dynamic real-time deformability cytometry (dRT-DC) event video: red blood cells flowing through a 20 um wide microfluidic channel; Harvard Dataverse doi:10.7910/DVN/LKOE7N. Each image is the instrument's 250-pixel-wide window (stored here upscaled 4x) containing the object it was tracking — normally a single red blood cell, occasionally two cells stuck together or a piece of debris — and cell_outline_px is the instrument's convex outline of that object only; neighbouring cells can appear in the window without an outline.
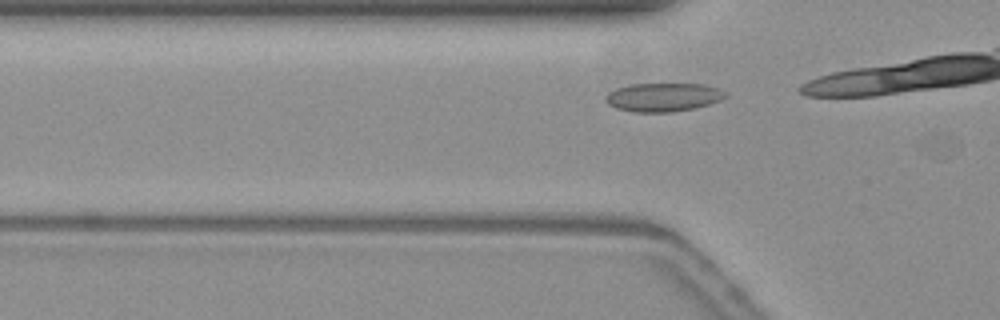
{"species": "common noctule bat (a hibernating species)", "species_latin": "Nyctalus noctula", "temperature_condition": "warm", "stored_images_in_passage": 5, "camera_frame_rate_fps": 3000, "um_per_image_px": 0.085, "animal": {"sex": "female", "body_mass_g": 19.3, "forearm_length_mm": 54.1}, "frame": {"image": 1, "passage_image": 4, "time_ms": 1.0, "image_size_px": [1000, 320], "cell_outline_px": [[728, 96], [720, 100], [708, 104], [692, 108], [672, 112], [632, 112], [616, 108], [608, 104], [604, 100], [604, 96], [608, 92], [616, 88], [632, 84], [704, 84], [728, 92]], "centroid_in_image_um": [56.34, 8.26], "position_along_channel_um": 69.5, "area_um2": 20.0}}